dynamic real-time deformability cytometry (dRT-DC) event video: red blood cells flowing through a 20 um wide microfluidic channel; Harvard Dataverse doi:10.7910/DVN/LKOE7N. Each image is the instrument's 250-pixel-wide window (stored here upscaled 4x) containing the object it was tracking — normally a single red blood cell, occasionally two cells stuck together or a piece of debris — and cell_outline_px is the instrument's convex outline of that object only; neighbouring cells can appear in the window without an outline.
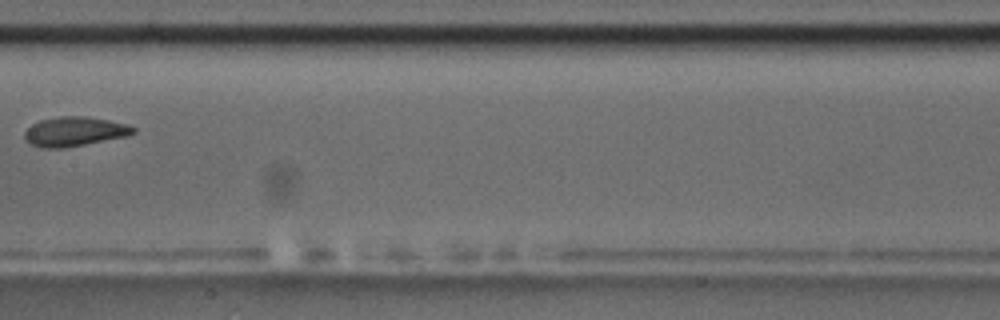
{"species": "common noctule bat (a hibernating species)", "species_latin": "Nyctalus noctula", "temperature_condition": "room temperature", "stored_images_in_passage": 17, "camera_frame_rate_fps": 3000, "um_per_image_px": 0.085, "animal": {"sex": "male", "body_mass_g": 17.5, "forearm_length_mm": 52.3}, "frame": {"image": 1, "passage_image": 10, "time_ms": 11.333, "image_size_px": [1000, 320], "cell_outline_px": [[136, 132], [128, 136], [64, 148], [40, 148], [24, 140], [24, 132], [32, 124], [40, 120], [60, 116], [84, 116], [108, 120], [124, 124], [136, 128]], "centroid_in_image_um": [6.31, 11.18], "position_along_channel_um": 201.1, "area_um2": 18.61}, "authors_computed_cell_mechanics": {"area_um2": 18.785, "velocity_mm_per_s": 3.4603, "shape_relaxation_time_tau1_ms": null, "shape_relaxation_time_tau2_ms": 1.6034, "deformation_change_tau1": null, "deformation_change_tau2": 0.0497}}